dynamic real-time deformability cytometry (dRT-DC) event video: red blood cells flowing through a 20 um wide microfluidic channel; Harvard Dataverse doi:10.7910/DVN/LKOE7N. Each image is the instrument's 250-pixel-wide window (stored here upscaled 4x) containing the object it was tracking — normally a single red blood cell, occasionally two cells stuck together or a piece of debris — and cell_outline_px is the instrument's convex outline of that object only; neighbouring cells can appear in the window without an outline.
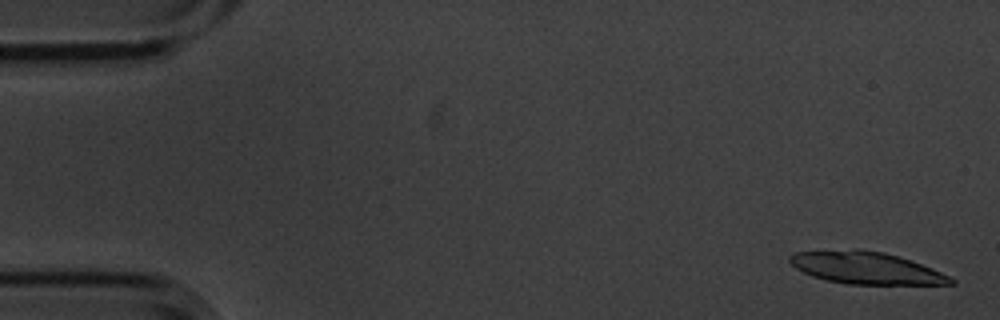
{"species": "common noctule bat (a hibernating species)", "species_latin": "Nyctalus noctula", "temperature_condition": "cold", "stored_images_in_passage": 5, "camera_frame_rate_fps": 3000, "um_per_image_px": 0.085, "animal": {"sex": "male", "body_mass_g": 20.1, "forearm_length_mm": 53.5}, "frame": {"image": 1, "passage_image": 1, "time_ms": 0.0, "image_size_px": [1000, 320], "cell_outline_px": [[956, 284], [848, 284], [828, 280], [812, 276], [796, 268], [788, 260], [788, 256], [796, 252], [856, 248], [860, 248], [884, 252], [912, 260], [932, 268], [956, 280]], "centroid_in_image_um": [73.61, 22.75], "position_along_channel_um": 11.4, "area_um2": 30.17}}